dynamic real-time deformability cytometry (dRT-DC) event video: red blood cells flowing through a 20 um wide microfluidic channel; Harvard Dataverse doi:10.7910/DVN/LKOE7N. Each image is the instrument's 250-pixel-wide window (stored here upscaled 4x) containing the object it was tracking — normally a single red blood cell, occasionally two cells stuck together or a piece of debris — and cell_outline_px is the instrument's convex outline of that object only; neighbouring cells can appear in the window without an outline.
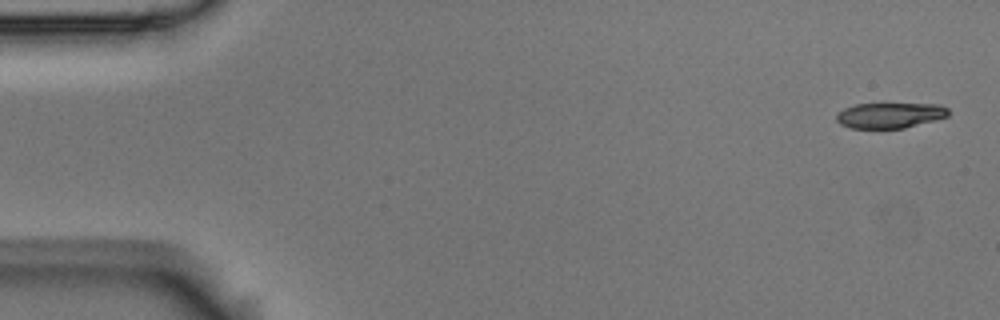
{"species": "Egyptian fruit bat (a non-hibernating species)", "species_latin": "Rousettus aegyptiacus", "temperature_condition": "room temperature", "stored_images_in_passage": 5, "camera_frame_rate_fps": 3000, "um_per_image_px": 0.085, "animal": {"sex": "male"}, "frame": {"image": 1, "passage_image": 1, "time_ms": 0.0, "image_size_px": [1000, 320], "cell_outline_px": [[948, 116], [904, 128], [852, 128], [840, 124], [836, 120], [836, 116], [844, 108], [856, 104], [940, 104], [948, 108]], "centroid_in_image_um": [75.64, 9.8], "position_along_channel_um": 9.4, "area_um2": 16.42}}
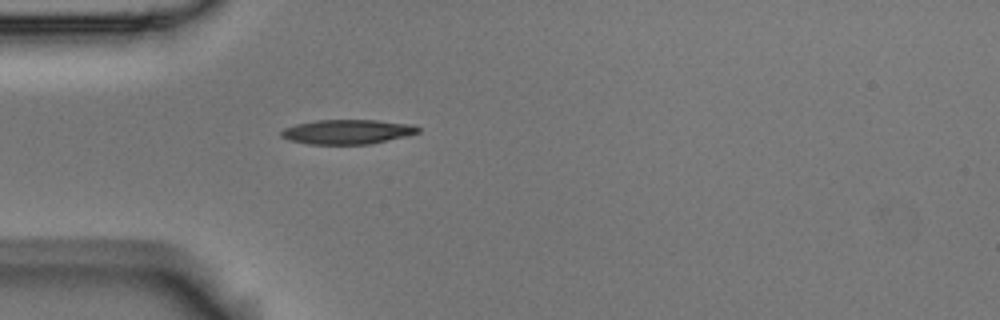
{"frame": {"image": 2, "passage_image": 5, "time_ms": 1.333, "image_size_px": [1000, 320], "cell_outline_px": [[420, 132], [408, 136], [372, 144], [308, 144], [288, 140], [280, 136], [280, 132], [284, 128], [296, 124], [316, 120], [376, 120], [412, 124], [420, 128]], "centroid_in_image_um": [29.54, 11.2], "position_along_channel_um": 55.5, "area_um2": 19.77}}